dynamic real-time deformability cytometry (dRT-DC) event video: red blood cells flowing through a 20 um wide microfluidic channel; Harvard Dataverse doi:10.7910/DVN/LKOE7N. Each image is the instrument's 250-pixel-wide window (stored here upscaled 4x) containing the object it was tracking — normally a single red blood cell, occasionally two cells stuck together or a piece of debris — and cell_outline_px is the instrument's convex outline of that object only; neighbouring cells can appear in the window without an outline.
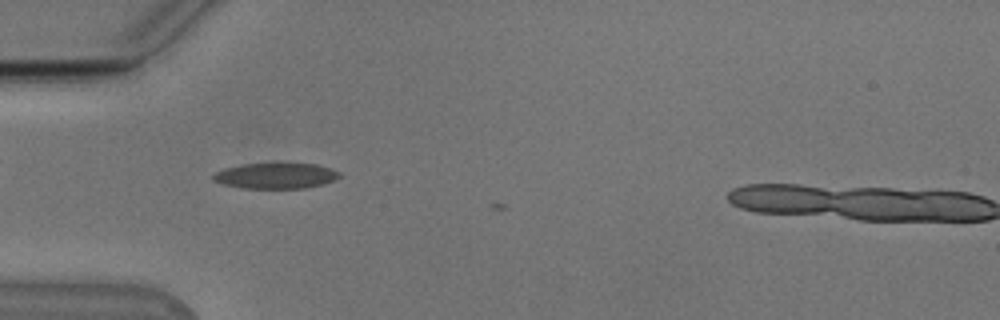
{"species": "Egyptian fruit bat (a non-hibernating species)", "species_latin": "Rousettus aegyptiacus", "temperature_condition": "cold", "stored_images_in_passage": 11, "camera_frame_rate_fps": 3000, "um_per_image_px": 0.085, "animal": {"sex": "male"}, "frame": {"image": 1, "passage_image": 5, "time_ms": 1.333, "image_size_px": [1000, 320], "cell_outline_px": [[340, 176], [332, 180], [320, 184], [304, 188], [240, 188], [224, 184], [212, 180], [212, 176], [216, 172], [224, 168], [244, 164], [276, 160], [316, 164], [340, 172]], "centroid_in_image_um": [23.4, 14.88], "position_along_channel_um": 61.6, "area_um2": 19.54}}